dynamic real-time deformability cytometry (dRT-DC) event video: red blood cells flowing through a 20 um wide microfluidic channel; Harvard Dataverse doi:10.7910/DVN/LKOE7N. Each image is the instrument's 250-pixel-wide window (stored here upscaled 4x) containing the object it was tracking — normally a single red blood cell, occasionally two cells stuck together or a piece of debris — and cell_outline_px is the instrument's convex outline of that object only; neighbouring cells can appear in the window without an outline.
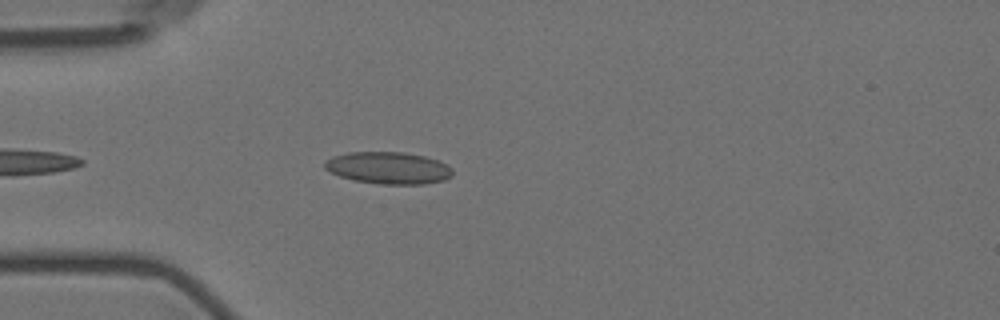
{"species": "Egyptian fruit bat (a non-hibernating species)", "species_latin": "Rousettus aegyptiacus", "temperature_condition": "room temperature", "stored_images_in_passage": 5, "camera_frame_rate_fps": 3000, "um_per_image_px": 0.085, "animal": {"sex": "female"}, "frame": {"image": 1, "passage_image": 3, "time_ms": 3.333, "image_size_px": [1000, 320], "cell_outline_px": [[452, 176], [444, 180], [424, 184], [380, 184], [352, 180], [340, 176], [324, 168], [324, 160], [332, 156], [348, 152], [404, 152], [424, 156], [436, 160], [452, 168]], "centroid_in_image_um": [32.98, 14.27], "position_along_channel_um": 52.0, "area_um2": 23.87}}
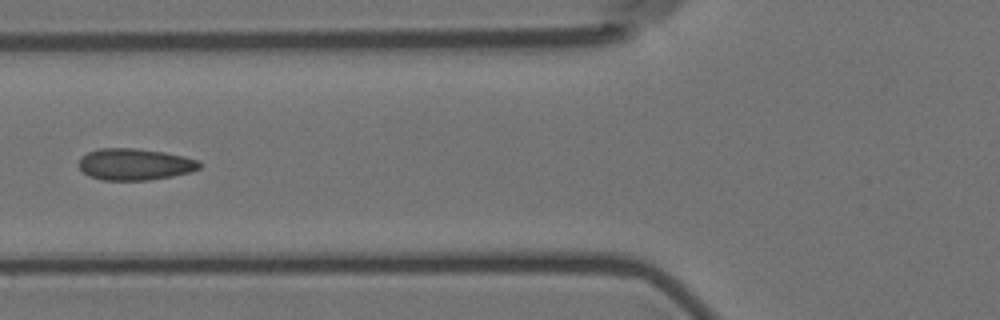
{"frame": {"image": 2, "passage_image": 5, "time_ms": 5.333, "image_size_px": [1000, 320], "cell_outline_px": [[204, 164], [200, 168], [192, 172], [172, 176], [148, 180], [100, 180], [88, 176], [80, 168], [80, 160], [88, 152], [100, 148], [136, 148], [164, 152], [184, 156], [200, 160]], "centroid_in_image_um": [11.52, 13.97], "position_along_channel_um": 114.3, "area_um2": 22.37}}